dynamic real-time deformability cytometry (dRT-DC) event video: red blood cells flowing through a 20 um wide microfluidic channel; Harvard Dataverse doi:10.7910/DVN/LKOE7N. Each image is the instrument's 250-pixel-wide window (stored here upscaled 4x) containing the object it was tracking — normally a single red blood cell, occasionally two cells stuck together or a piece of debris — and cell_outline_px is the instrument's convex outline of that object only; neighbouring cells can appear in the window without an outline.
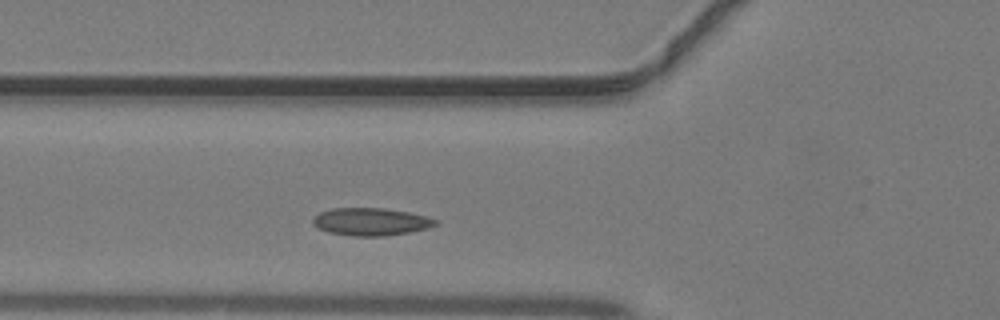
{"species": "common noctule bat (a hibernating species)", "species_latin": "Nyctalus noctula", "temperature_condition": "warm", "stored_images_in_passage": 32, "camera_frame_rate_fps": 3000, "um_per_image_px": 0.085, "animal": {"sex": "male", "body_mass_g": 19.2, "forearm_length_mm": 51.8}, "frame": {"image": 1, "passage_image": 5, "time_ms": 1.333, "image_size_px": [1000, 320], "cell_outline_px": [[440, 220], [436, 224], [428, 228], [408, 232], [384, 236], [352, 236], [328, 232], [316, 228], [312, 224], [312, 220], [320, 212], [332, 208], [384, 208], [408, 212], [428, 216]], "centroid_in_image_um": [31.52, 18.84], "position_along_channel_um": 94.3, "area_um2": 19.83}}
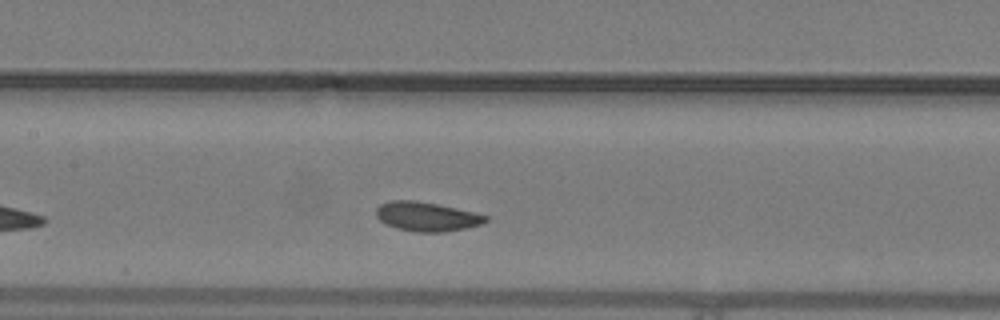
{"frame": {"image": 2, "passage_image": 10, "time_ms": 3.0, "image_size_px": [1000, 320], "cell_outline_px": [[488, 220], [484, 224], [468, 228], [444, 232], [416, 232], [396, 228], [384, 224], [376, 216], [376, 208], [380, 204], [388, 200], [416, 200], [476, 212], [488, 216]], "centroid_in_image_um": [36.28, 18.41], "position_along_channel_um": 171.1, "area_um2": 18.96}}
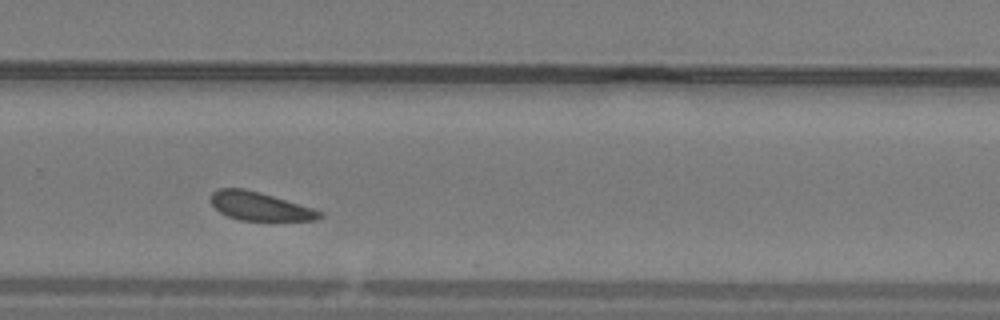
{"frame": {"image": 3, "passage_image": 19, "time_ms": 6.0, "image_size_px": [1000, 320], "cell_outline_px": [[324, 216], [316, 220], [240, 220], [228, 216], [220, 212], [212, 204], [212, 192], [216, 188], [244, 188], [260, 192], [312, 208], [324, 212]], "centroid_in_image_um": [22.09, 17.53], "position_along_channel_um": 307.7, "area_um2": 17.86}}